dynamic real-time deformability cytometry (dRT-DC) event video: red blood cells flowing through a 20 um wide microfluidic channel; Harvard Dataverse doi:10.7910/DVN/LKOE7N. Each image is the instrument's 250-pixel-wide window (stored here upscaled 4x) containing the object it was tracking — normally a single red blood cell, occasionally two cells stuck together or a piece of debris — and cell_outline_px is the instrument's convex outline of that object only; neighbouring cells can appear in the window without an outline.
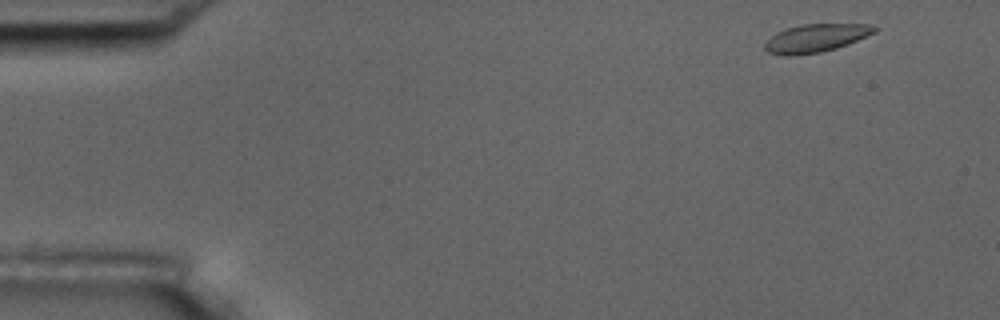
{"species": "common noctule bat (a hibernating species)", "species_latin": "Nyctalus noctula", "temperature_condition": "room temperature", "stored_images_in_passage": 8, "camera_frame_rate_fps": 3000, "um_per_image_px": 0.085, "animal": {"sex": "male", "body_mass_g": 17.5, "forearm_length_mm": 52.3}, "frame": {"image": 1, "passage_image": 1, "time_ms": 0.0, "image_size_px": [1000, 320], "cell_outline_px": [[880, 28], [876, 32], [848, 44], [836, 48], [820, 52], [796, 56], [784, 56], [768, 52], [764, 48], [764, 44], [776, 32], [800, 24], [868, 24]], "centroid_in_image_um": [69.35, 3.24], "position_along_channel_um": 15.6, "area_um2": 18.03}}
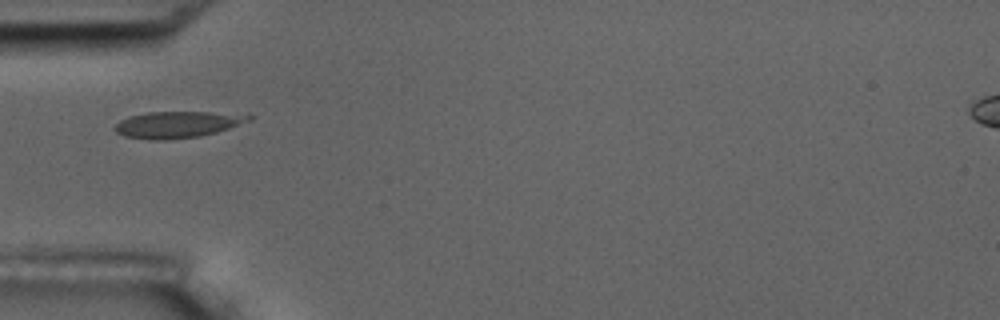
{"frame": {"image": 2, "passage_image": 5, "time_ms": 4.667, "image_size_px": [1000, 320], "cell_outline_px": [[252, 120], [216, 132], [200, 136], [164, 140], [152, 140], [124, 136], [116, 132], [112, 128], [120, 120], [128, 116], [148, 112], [212, 112], [252, 116]], "centroid_in_image_um": [15.01, 10.59], "position_along_channel_um": 70.0, "area_um2": 20.52}}